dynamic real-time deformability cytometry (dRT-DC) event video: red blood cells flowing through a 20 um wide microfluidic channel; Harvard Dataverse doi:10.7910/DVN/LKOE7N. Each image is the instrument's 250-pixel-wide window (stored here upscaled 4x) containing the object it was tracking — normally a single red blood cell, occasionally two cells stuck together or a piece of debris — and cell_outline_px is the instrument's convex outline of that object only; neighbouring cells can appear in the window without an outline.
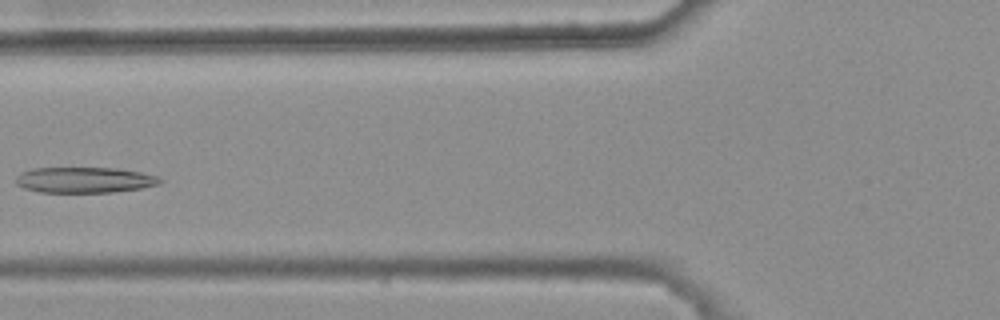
{"species": "common noctule bat (a hibernating species)", "species_latin": "Nyctalus noctula", "temperature_condition": "warm", "stored_images_in_passage": 7, "camera_frame_rate_fps": 3000, "um_per_image_px": 0.085, "animal": {"sex": "female", "body_mass_g": 25.1}, "frame": {"image": 1, "passage_image": 6, "time_ms": 1.667, "image_size_px": [1000, 320], "cell_outline_px": [[164, 180], [160, 184], [140, 188], [112, 192], [40, 192], [24, 188], [16, 184], [16, 176], [20, 172], [32, 168], [116, 168], [140, 172], [156, 176]], "centroid_in_image_um": [7.16, 15.29], "position_along_channel_um": 118.6, "area_um2": 21.56}}
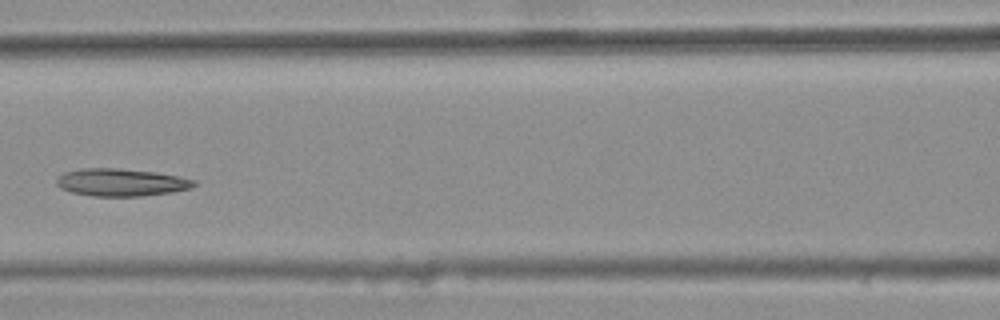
{"frame": {"image": 2, "passage_image": 7, "time_ms": 2.0, "image_size_px": [1000, 320], "cell_outline_px": [[196, 184], [192, 188], [172, 192], [140, 196], [92, 196], [72, 192], [60, 188], [56, 184], [56, 176], [64, 172], [80, 168], [116, 168], [156, 172], [180, 176], [196, 180]], "centroid_in_image_um": [10.28, 15.49], "position_along_channel_um": 156.3, "area_um2": 22.25}}